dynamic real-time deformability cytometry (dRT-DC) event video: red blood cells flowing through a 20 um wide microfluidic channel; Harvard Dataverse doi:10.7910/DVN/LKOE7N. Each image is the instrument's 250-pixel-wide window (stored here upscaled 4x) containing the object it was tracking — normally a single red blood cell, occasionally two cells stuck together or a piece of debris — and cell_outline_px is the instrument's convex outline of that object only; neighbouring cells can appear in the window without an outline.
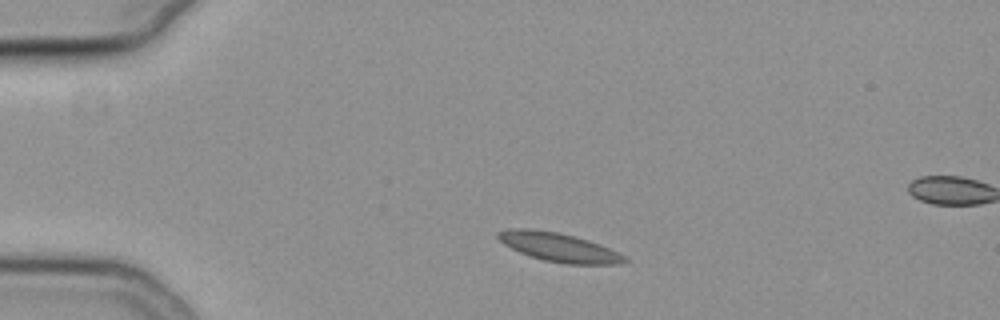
{"species": "common noctule bat (a hibernating species)", "species_latin": "Nyctalus noctula", "temperature_condition": "cold", "stored_images_in_passage": 45, "segment_of_instrument_passage": [1, 2], "camera_frame_rate_fps": 3000, "um_per_image_px": 0.085, "animal": {"sex": "female", "body_mass_g": 19.3, "forearm_length_mm": 54.1}, "frame": {"image": 1, "passage_image": 1, "time_ms": 0.0, "image_size_px": [1000, 320], "cell_outline_px": [[632, 260], [620, 264], [564, 264], [544, 260], [528, 256], [504, 244], [496, 236], [496, 232], [508, 228], [524, 228], [556, 232], [576, 236], [600, 244]], "centroid_in_image_um": [47.49, 21.02], "position_along_channel_um": 37.5, "area_um2": 21.27}}
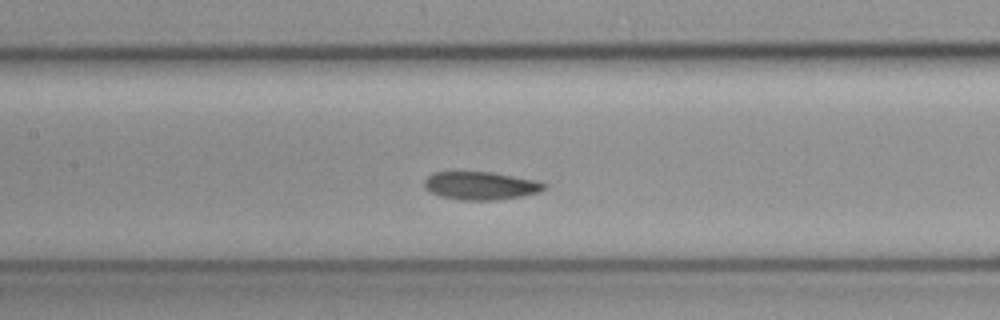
{"frame": {"image": 2, "passage_image": 15, "time_ms": 4.667, "image_size_px": [1000, 320], "cell_outline_px": [[548, 188], [540, 192], [520, 196], [496, 200], [460, 200], [440, 196], [424, 188], [424, 180], [428, 176], [436, 172], [492, 172], [540, 180], [548, 184]], "centroid_in_image_um": [40.93, 15.78], "position_along_channel_um": 166.5, "area_um2": 19.83}}
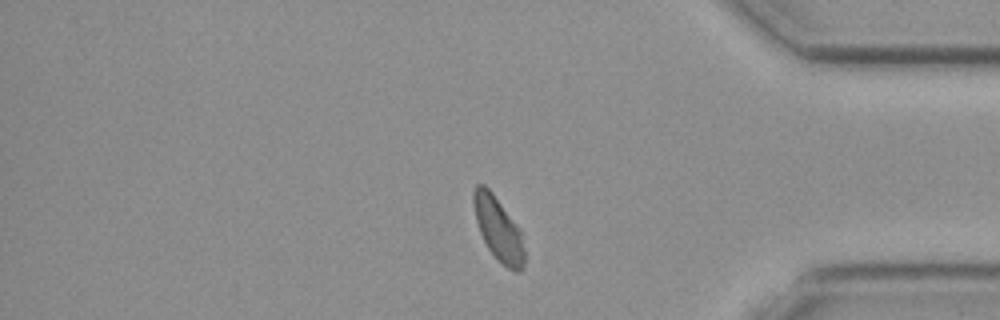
{"frame": {"image": 3, "passage_image": 35, "time_ms": 11.333, "image_size_px": [1000, 320], "cell_outline_px": [[524, 268], [520, 272], [516, 272], [508, 268], [488, 248], [480, 232], [476, 220], [472, 204], [472, 188], [476, 184], [484, 184], [492, 192], [516, 224], [520, 232], [524, 252]], "centroid_in_image_um": [42.32, 19.41], "position_along_channel_um": 392.9, "area_um2": 18.55}}